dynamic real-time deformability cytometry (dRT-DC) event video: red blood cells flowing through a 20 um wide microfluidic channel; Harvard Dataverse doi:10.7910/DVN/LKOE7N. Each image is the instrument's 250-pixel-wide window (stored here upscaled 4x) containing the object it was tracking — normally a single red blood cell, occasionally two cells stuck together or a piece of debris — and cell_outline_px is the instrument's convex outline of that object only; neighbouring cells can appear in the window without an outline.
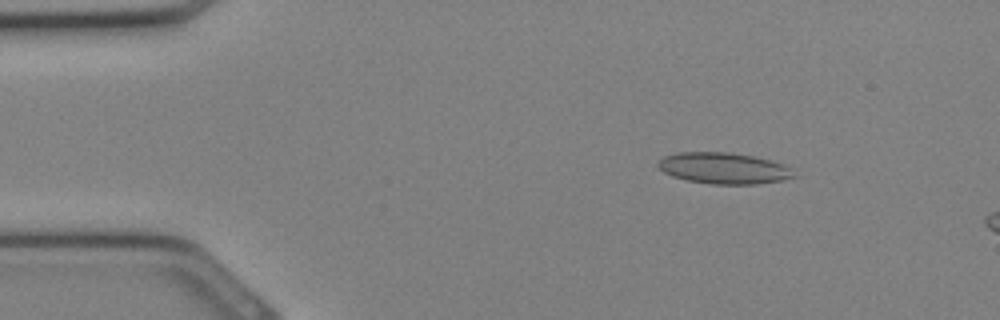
{"species": "Egyptian fruit bat (a non-hibernating species)", "species_latin": "Rousettus aegyptiacus", "temperature_condition": "cold", "stored_images_in_passage": 8, "camera_frame_rate_fps": 3000, "um_per_image_px": 0.085, "animal": {"sex": "female"}, "frame": {"image": 1, "passage_image": 4, "time_ms": 1.0, "image_size_px": [1000, 320], "cell_outline_px": [[796, 176], [784, 180], [756, 184], [712, 184], [688, 180], [672, 176], [664, 172], [656, 164], [664, 156], [676, 152], [728, 152], [752, 156], [768, 160], [792, 168]], "centroid_in_image_um": [61.5, 14.3], "position_along_channel_um": 23.5, "area_um2": 24.57}}